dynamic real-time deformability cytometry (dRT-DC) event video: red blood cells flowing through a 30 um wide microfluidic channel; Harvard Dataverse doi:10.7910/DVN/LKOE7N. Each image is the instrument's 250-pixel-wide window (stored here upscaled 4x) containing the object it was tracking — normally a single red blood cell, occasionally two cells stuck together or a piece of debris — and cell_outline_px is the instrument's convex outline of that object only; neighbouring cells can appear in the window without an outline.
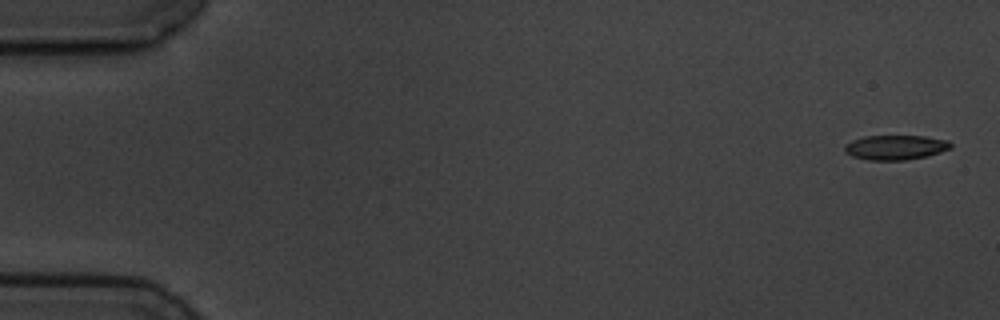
{"species": "common noctule bat (a hibernating species)", "species_latin": "Nyctalus noctula", "temperature_condition": "cold", "stored_images_in_passage": 6, "camera_frame_rate_fps": 3000, "um_per_image_px": 0.085, "animal": {"sex": "male", "body_mass_g": 19.5, "forearm_length_mm": 54.6}, "frame": {"image": 1, "passage_image": 1, "time_ms": 0.0, "image_size_px": [1000, 320], "cell_outline_px": [[952, 148], [928, 156], [904, 160], [868, 160], [852, 156], [844, 152], [844, 144], [852, 140], [864, 136], [924, 136], [948, 140], [952, 144]], "centroid_in_image_um": [76.11, 12.53], "position_along_channel_um": 8.9, "area_um2": 15.37}}